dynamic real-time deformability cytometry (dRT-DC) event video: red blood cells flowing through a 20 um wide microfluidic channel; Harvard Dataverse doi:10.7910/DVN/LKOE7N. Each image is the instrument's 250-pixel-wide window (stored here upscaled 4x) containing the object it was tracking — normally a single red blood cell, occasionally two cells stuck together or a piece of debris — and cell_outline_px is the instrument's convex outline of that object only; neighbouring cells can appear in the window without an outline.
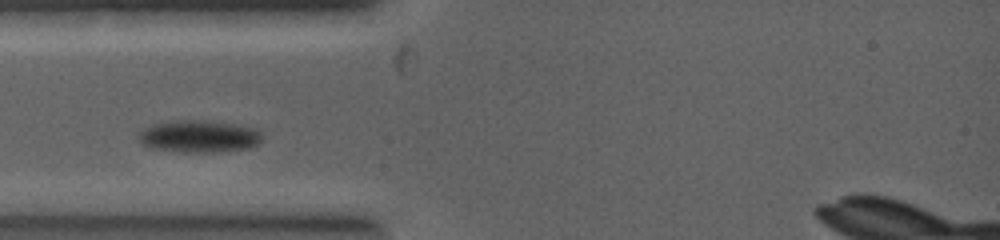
{"species": "common noctule bat (a hibernating species)", "species_latin": "Nyctalus noctula", "temperature_condition": "warm", "stored_images_in_passage": 13, "camera_frame_rate_fps": 5000, "um_per_image_px": 0.085, "animal": {"sex": "female", "body_mass_g": 19.0, "forearm_length_mm": 53.3}, "frame": {"image": 1, "passage_image": 3, "time_ms": 0.8, "image_size_px": [1000, 240], "cell_outline_px": [[264, 136], [260, 144], [248, 148], [220, 152], [180, 152], [152, 148], [140, 144], [136, 140], [136, 132], [152, 124], [172, 120], [208, 120], [240, 124], [256, 128]], "centroid_in_image_um": [16.9, 11.58], "position_along_channel_um": 68.1, "area_um2": 24.04}}
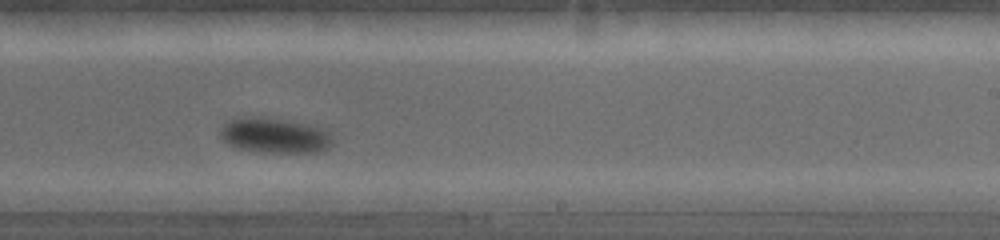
{"frame": {"image": 2, "passage_image": 11, "time_ms": 4.0, "image_size_px": [1000, 240], "cell_outline_px": [[332, 144], [328, 148], [316, 152], [260, 152], [240, 148], [228, 144], [220, 136], [220, 128], [224, 124], [232, 120], [284, 120], [312, 124], [328, 132], [332, 136]], "centroid_in_image_um": [23.42, 11.57], "position_along_channel_um": 265.6, "area_um2": 22.02}}